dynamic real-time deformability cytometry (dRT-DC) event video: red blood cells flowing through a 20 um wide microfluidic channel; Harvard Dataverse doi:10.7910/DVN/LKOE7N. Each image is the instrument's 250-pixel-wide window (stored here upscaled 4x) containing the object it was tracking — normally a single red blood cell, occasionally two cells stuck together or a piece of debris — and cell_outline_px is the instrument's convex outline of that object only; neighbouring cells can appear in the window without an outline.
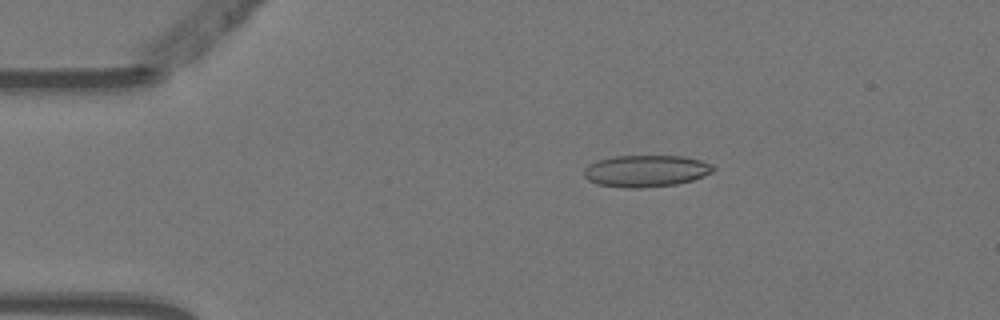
{"species": "Egyptian fruit bat (a non-hibernating species)", "species_latin": "Rousettus aegyptiacus", "temperature_condition": "warm", "stored_images_in_passage": 6, "camera_frame_rate_fps": 3000, "um_per_image_px": 0.085, "animal": {"sex": "female"}, "frame": {"image": 1, "passage_image": 2, "time_ms": 0.333, "image_size_px": [1000, 320], "cell_outline_px": [[716, 168], [712, 172], [692, 180], [676, 184], [640, 188], [624, 188], [596, 184], [588, 180], [584, 176], [584, 168], [600, 160], [616, 156], [684, 156], [700, 160], [712, 164]], "centroid_in_image_um": [54.92, 14.54], "position_along_channel_um": 30.1, "area_um2": 23.81}}
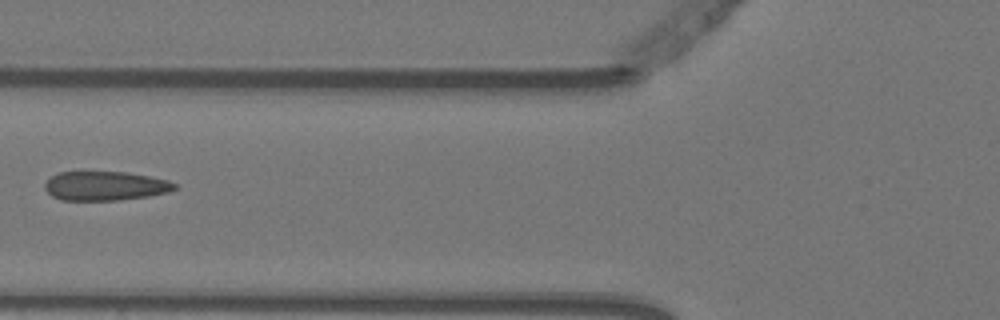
{"frame": {"image": 2, "passage_image": 5, "time_ms": 1.333, "image_size_px": [1000, 320], "cell_outline_px": [[176, 188], [168, 192], [148, 196], [120, 200], [60, 200], [52, 196], [44, 188], [44, 184], [52, 176], [60, 172], [80, 168], [124, 172], [148, 176], [168, 180], [176, 184]], "centroid_in_image_um": [8.87, 15.75], "position_along_channel_um": 116.9, "area_um2": 22.83}}
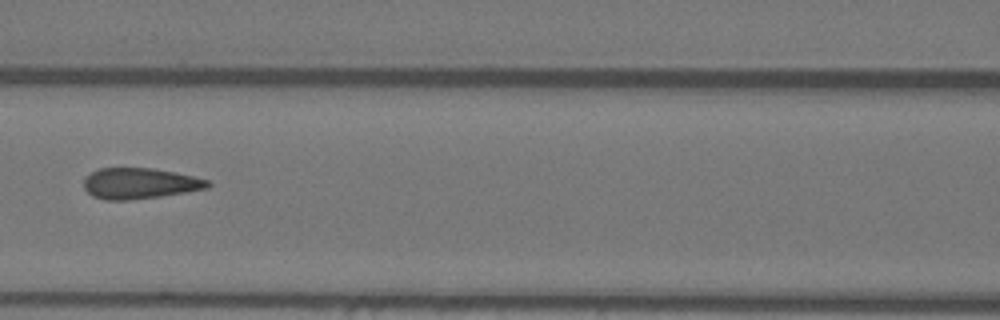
{"frame": {"image": 3, "passage_image": 6, "time_ms": 1.667, "image_size_px": [1000, 320], "cell_outline_px": [[212, 184], [208, 188], [160, 196], [128, 200], [104, 200], [92, 196], [84, 188], [84, 180], [92, 172], [100, 168], [152, 168], [176, 172], [208, 180]], "centroid_in_image_um": [11.87, 15.59], "position_along_channel_um": 154.7, "area_um2": 22.14}}